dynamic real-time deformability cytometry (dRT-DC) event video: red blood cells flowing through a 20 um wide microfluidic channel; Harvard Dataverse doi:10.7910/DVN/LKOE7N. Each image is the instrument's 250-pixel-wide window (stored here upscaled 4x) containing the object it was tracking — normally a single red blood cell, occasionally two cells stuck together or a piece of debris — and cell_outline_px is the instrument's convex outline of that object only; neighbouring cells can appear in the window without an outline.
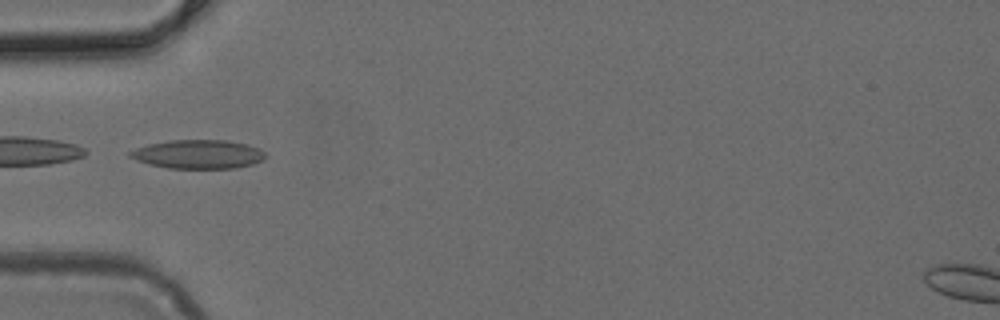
{"species": "common noctule bat (a hibernating species)", "species_latin": "Nyctalus noctula", "temperature_condition": "cold", "stored_images_in_passage": 2, "camera_frame_rate_fps": 3000, "um_per_image_px": 0.085, "animal": {"sex": "female", "body_mass_g": 24.6, "forearm_length_mm": 56.2}, "frame": {"image": 1, "passage_image": 1, "time_ms": 0.0, "image_size_px": [1000, 320], "cell_outline_px": [[268, 156], [264, 160], [252, 164], [236, 168], [168, 168], [148, 164], [136, 160], [128, 156], [128, 152], [136, 148], [148, 144], [168, 140], [228, 140], [248, 144], [264, 152]], "centroid_in_image_um": [16.84, 13.11], "position_along_channel_um": 68.2, "area_um2": 22.89}}
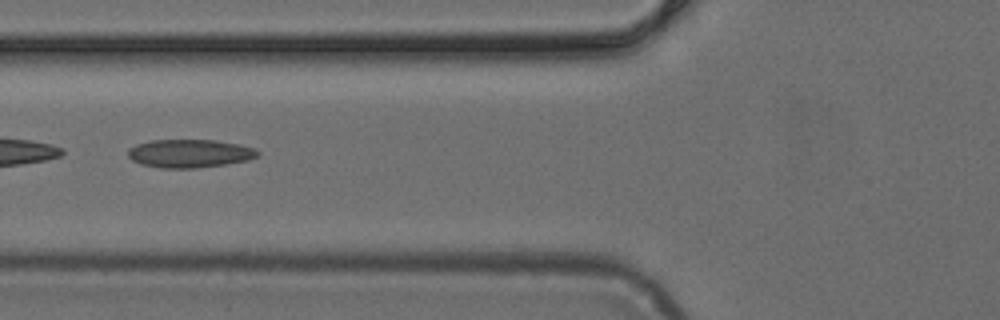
{"frame": {"image": 2, "passage_image": 2, "time_ms": 0.333, "image_size_px": [1000, 320], "cell_outline_px": [[260, 156], [248, 160], [224, 164], [196, 168], [160, 168], [140, 164], [132, 160], [128, 156], [128, 148], [136, 144], [152, 140], [216, 140], [240, 144], [252, 148], [260, 152]], "centroid_in_image_um": [16.11, 13.04], "position_along_channel_um": 109.7, "area_um2": 21.44}}